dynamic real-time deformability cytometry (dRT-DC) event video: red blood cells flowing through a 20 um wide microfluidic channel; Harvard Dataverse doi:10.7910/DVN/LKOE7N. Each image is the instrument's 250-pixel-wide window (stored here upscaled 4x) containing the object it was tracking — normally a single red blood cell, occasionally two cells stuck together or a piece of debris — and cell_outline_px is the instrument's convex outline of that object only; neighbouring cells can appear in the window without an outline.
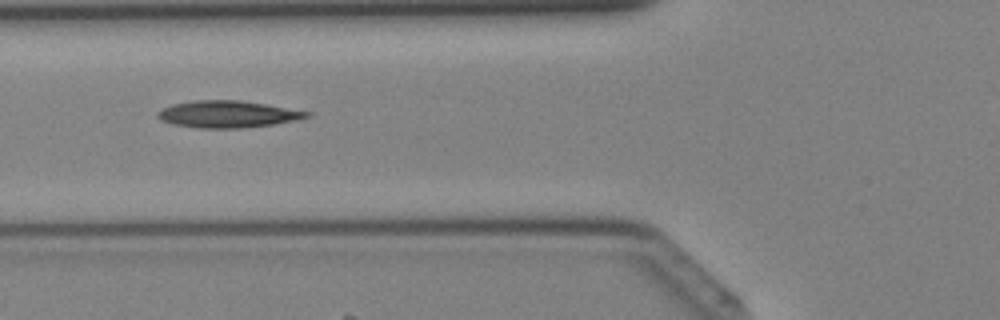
{"species": "Egyptian fruit bat (a non-hibernating species)", "species_latin": "Rousettus aegyptiacus", "temperature_condition": "cold", "stored_images_in_passage": 23, "camera_frame_rate_fps": 3000, "um_per_image_px": 0.085, "animal": {"sex": "female"}, "frame": {"image": 1, "passage_image": 3, "time_ms": 0.667, "image_size_px": [1000, 320], "cell_outline_px": [[312, 116], [296, 120], [272, 124], [240, 128], [200, 128], [176, 124], [160, 120], [156, 116], [156, 112], [172, 104], [196, 100], [240, 100], [312, 112]], "centroid_in_image_um": [19.36, 9.7], "position_along_channel_um": 106.4, "area_um2": 23.18}}
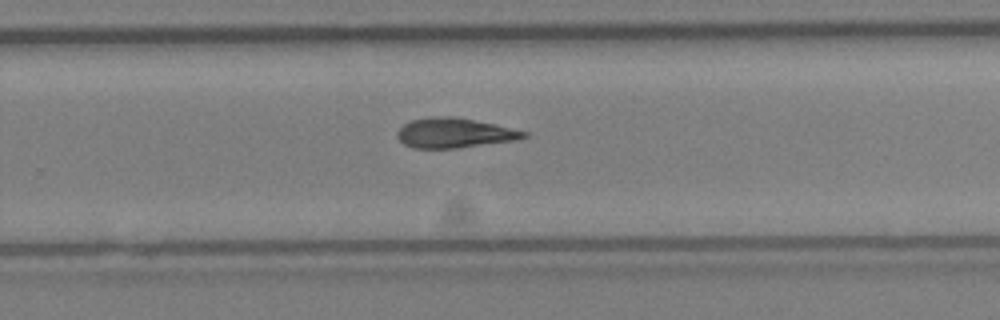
{"frame": {"image": 2, "passage_image": 14, "time_ms": 4.333, "image_size_px": [1000, 320], "cell_outline_px": [[528, 136], [516, 140], [456, 148], [412, 148], [404, 144], [396, 136], [396, 132], [404, 124], [412, 120], [432, 116], [448, 116], [472, 120], [492, 124], [528, 132]], "centroid_in_image_um": [38.58, 11.31], "position_along_channel_um": 291.2, "area_um2": 21.68}}
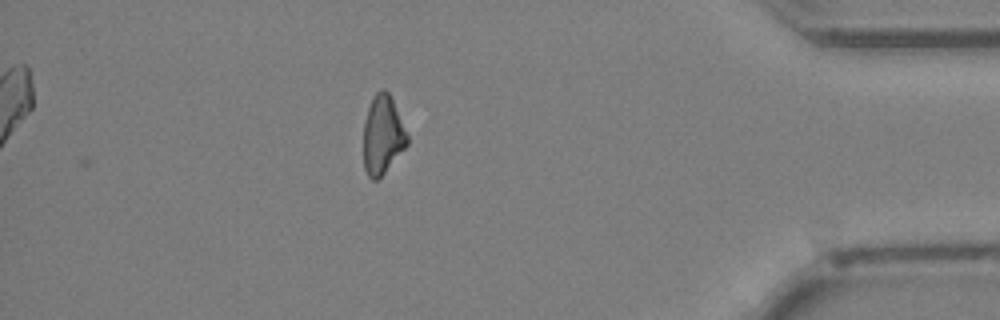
{"frame": {"image": 3, "passage_image": 23, "time_ms": 7.333, "image_size_px": [1000, 320], "cell_outline_px": [[408, 144], [384, 172], [376, 180], [372, 180], [368, 176], [364, 168], [364, 120], [372, 96], [376, 92], [384, 88], [388, 92], [408, 132]], "centroid_in_image_um": [32.52, 11.45], "position_along_channel_um": 402.7, "area_um2": 19.94}}